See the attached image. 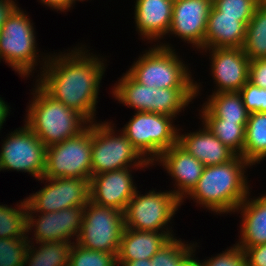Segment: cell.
I'll use <instances>...</instances> for the list:
<instances>
[{
    "label": "cell",
    "instance_id": "1",
    "mask_svg": "<svg viewBox=\"0 0 266 266\" xmlns=\"http://www.w3.org/2000/svg\"><path fill=\"white\" fill-rule=\"evenodd\" d=\"M87 48L90 49L86 43L80 46L78 43L72 49L51 52L44 69L34 80L53 99L92 123L98 121V95L108 59Z\"/></svg>",
    "mask_w": 266,
    "mask_h": 266
},
{
    "label": "cell",
    "instance_id": "2",
    "mask_svg": "<svg viewBox=\"0 0 266 266\" xmlns=\"http://www.w3.org/2000/svg\"><path fill=\"white\" fill-rule=\"evenodd\" d=\"M250 167L253 168L240 155L224 164L205 166L196 186L181 201V205L188 199L215 215L234 214L252 190L247 173Z\"/></svg>",
    "mask_w": 266,
    "mask_h": 266
},
{
    "label": "cell",
    "instance_id": "3",
    "mask_svg": "<svg viewBox=\"0 0 266 266\" xmlns=\"http://www.w3.org/2000/svg\"><path fill=\"white\" fill-rule=\"evenodd\" d=\"M29 91L33 96L23 121L46 147L76 137L88 127L81 114L53 99L34 80Z\"/></svg>",
    "mask_w": 266,
    "mask_h": 266
},
{
    "label": "cell",
    "instance_id": "4",
    "mask_svg": "<svg viewBox=\"0 0 266 266\" xmlns=\"http://www.w3.org/2000/svg\"><path fill=\"white\" fill-rule=\"evenodd\" d=\"M30 18L26 10L18 5L8 16L0 32V62L2 60L22 79L27 80L36 71L39 75L50 53H42L37 47L35 23ZM38 65L40 70H36Z\"/></svg>",
    "mask_w": 266,
    "mask_h": 266
},
{
    "label": "cell",
    "instance_id": "5",
    "mask_svg": "<svg viewBox=\"0 0 266 266\" xmlns=\"http://www.w3.org/2000/svg\"><path fill=\"white\" fill-rule=\"evenodd\" d=\"M176 50L151 45L138 55L127 72L149 88H196L197 98L202 92V83L194 80L190 64Z\"/></svg>",
    "mask_w": 266,
    "mask_h": 266
},
{
    "label": "cell",
    "instance_id": "6",
    "mask_svg": "<svg viewBox=\"0 0 266 266\" xmlns=\"http://www.w3.org/2000/svg\"><path fill=\"white\" fill-rule=\"evenodd\" d=\"M118 79L110 93L117 103L133 108L134 112H151L178 119L196 99V88H149L127 71Z\"/></svg>",
    "mask_w": 266,
    "mask_h": 266
},
{
    "label": "cell",
    "instance_id": "7",
    "mask_svg": "<svg viewBox=\"0 0 266 266\" xmlns=\"http://www.w3.org/2000/svg\"><path fill=\"white\" fill-rule=\"evenodd\" d=\"M113 120L92 122V176L126 168H153Z\"/></svg>",
    "mask_w": 266,
    "mask_h": 266
},
{
    "label": "cell",
    "instance_id": "8",
    "mask_svg": "<svg viewBox=\"0 0 266 266\" xmlns=\"http://www.w3.org/2000/svg\"><path fill=\"white\" fill-rule=\"evenodd\" d=\"M176 118L151 112H134L120 128L132 146L151 165L161 153L178 143Z\"/></svg>",
    "mask_w": 266,
    "mask_h": 266
},
{
    "label": "cell",
    "instance_id": "9",
    "mask_svg": "<svg viewBox=\"0 0 266 266\" xmlns=\"http://www.w3.org/2000/svg\"><path fill=\"white\" fill-rule=\"evenodd\" d=\"M151 189L144 194L137 190L128 202L123 212L125 227L175 234L172 221L181 207V201L169 189L158 192L154 188Z\"/></svg>",
    "mask_w": 266,
    "mask_h": 266
},
{
    "label": "cell",
    "instance_id": "10",
    "mask_svg": "<svg viewBox=\"0 0 266 266\" xmlns=\"http://www.w3.org/2000/svg\"><path fill=\"white\" fill-rule=\"evenodd\" d=\"M124 228L122 211L89 201L84 206L82 225L76 243L87 249L117 256Z\"/></svg>",
    "mask_w": 266,
    "mask_h": 266
},
{
    "label": "cell",
    "instance_id": "11",
    "mask_svg": "<svg viewBox=\"0 0 266 266\" xmlns=\"http://www.w3.org/2000/svg\"><path fill=\"white\" fill-rule=\"evenodd\" d=\"M45 178H92V123L78 136L47 147Z\"/></svg>",
    "mask_w": 266,
    "mask_h": 266
},
{
    "label": "cell",
    "instance_id": "12",
    "mask_svg": "<svg viewBox=\"0 0 266 266\" xmlns=\"http://www.w3.org/2000/svg\"><path fill=\"white\" fill-rule=\"evenodd\" d=\"M0 142V172L17 171L30 174L37 181L46 166L45 144L23 123L5 135Z\"/></svg>",
    "mask_w": 266,
    "mask_h": 266
},
{
    "label": "cell",
    "instance_id": "13",
    "mask_svg": "<svg viewBox=\"0 0 266 266\" xmlns=\"http://www.w3.org/2000/svg\"><path fill=\"white\" fill-rule=\"evenodd\" d=\"M37 181L45 184L35 193L27 195V212H57L69 207L85 206L90 201L89 179L42 177Z\"/></svg>",
    "mask_w": 266,
    "mask_h": 266
},
{
    "label": "cell",
    "instance_id": "14",
    "mask_svg": "<svg viewBox=\"0 0 266 266\" xmlns=\"http://www.w3.org/2000/svg\"><path fill=\"white\" fill-rule=\"evenodd\" d=\"M83 212L84 206L69 207L51 213L27 212L26 235L29 243L76 242ZM30 235L32 237H29Z\"/></svg>",
    "mask_w": 266,
    "mask_h": 266
},
{
    "label": "cell",
    "instance_id": "15",
    "mask_svg": "<svg viewBox=\"0 0 266 266\" xmlns=\"http://www.w3.org/2000/svg\"><path fill=\"white\" fill-rule=\"evenodd\" d=\"M210 59L211 93L240 91L248 82L250 59L242 48H208L199 51Z\"/></svg>",
    "mask_w": 266,
    "mask_h": 266
},
{
    "label": "cell",
    "instance_id": "16",
    "mask_svg": "<svg viewBox=\"0 0 266 266\" xmlns=\"http://www.w3.org/2000/svg\"><path fill=\"white\" fill-rule=\"evenodd\" d=\"M212 0H174L167 37H177L198 52L204 49Z\"/></svg>",
    "mask_w": 266,
    "mask_h": 266
},
{
    "label": "cell",
    "instance_id": "17",
    "mask_svg": "<svg viewBox=\"0 0 266 266\" xmlns=\"http://www.w3.org/2000/svg\"><path fill=\"white\" fill-rule=\"evenodd\" d=\"M145 169L147 168H126L92 176L90 201L124 212L128 202L138 190L133 172L137 170L145 172Z\"/></svg>",
    "mask_w": 266,
    "mask_h": 266
},
{
    "label": "cell",
    "instance_id": "18",
    "mask_svg": "<svg viewBox=\"0 0 266 266\" xmlns=\"http://www.w3.org/2000/svg\"><path fill=\"white\" fill-rule=\"evenodd\" d=\"M173 3L174 0L134 1L133 23L142 41H147L146 43L151 45L159 44L165 48H175L169 41L168 43L166 41L172 22Z\"/></svg>",
    "mask_w": 266,
    "mask_h": 266
},
{
    "label": "cell",
    "instance_id": "19",
    "mask_svg": "<svg viewBox=\"0 0 266 266\" xmlns=\"http://www.w3.org/2000/svg\"><path fill=\"white\" fill-rule=\"evenodd\" d=\"M162 166L170 176L172 190H170L180 201H182L196 186L205 166L194 156L189 154L178 143L161 153L160 157L152 166Z\"/></svg>",
    "mask_w": 266,
    "mask_h": 266
},
{
    "label": "cell",
    "instance_id": "20",
    "mask_svg": "<svg viewBox=\"0 0 266 266\" xmlns=\"http://www.w3.org/2000/svg\"><path fill=\"white\" fill-rule=\"evenodd\" d=\"M198 130L184 132L178 130V144L189 154L197 158L204 166L224 164L232 160L236 154L225 146L203 123Z\"/></svg>",
    "mask_w": 266,
    "mask_h": 266
},
{
    "label": "cell",
    "instance_id": "21",
    "mask_svg": "<svg viewBox=\"0 0 266 266\" xmlns=\"http://www.w3.org/2000/svg\"><path fill=\"white\" fill-rule=\"evenodd\" d=\"M252 191L235 210L240 214L239 247H254L266 243V192L252 197ZM251 195V196H250Z\"/></svg>",
    "mask_w": 266,
    "mask_h": 266
},
{
    "label": "cell",
    "instance_id": "22",
    "mask_svg": "<svg viewBox=\"0 0 266 266\" xmlns=\"http://www.w3.org/2000/svg\"><path fill=\"white\" fill-rule=\"evenodd\" d=\"M175 234L158 231H139L124 228L117 262H130L139 259H151L173 238Z\"/></svg>",
    "mask_w": 266,
    "mask_h": 266
},
{
    "label": "cell",
    "instance_id": "23",
    "mask_svg": "<svg viewBox=\"0 0 266 266\" xmlns=\"http://www.w3.org/2000/svg\"><path fill=\"white\" fill-rule=\"evenodd\" d=\"M246 35V25L239 17L221 16L211 7L204 38V49L242 48Z\"/></svg>",
    "mask_w": 266,
    "mask_h": 266
},
{
    "label": "cell",
    "instance_id": "24",
    "mask_svg": "<svg viewBox=\"0 0 266 266\" xmlns=\"http://www.w3.org/2000/svg\"><path fill=\"white\" fill-rule=\"evenodd\" d=\"M207 99V100H206ZM198 107L200 120H225V122H247L249 111L245 108L239 91L212 93Z\"/></svg>",
    "mask_w": 266,
    "mask_h": 266
},
{
    "label": "cell",
    "instance_id": "25",
    "mask_svg": "<svg viewBox=\"0 0 266 266\" xmlns=\"http://www.w3.org/2000/svg\"><path fill=\"white\" fill-rule=\"evenodd\" d=\"M73 244L66 241L29 243L23 266H69Z\"/></svg>",
    "mask_w": 266,
    "mask_h": 266
},
{
    "label": "cell",
    "instance_id": "26",
    "mask_svg": "<svg viewBox=\"0 0 266 266\" xmlns=\"http://www.w3.org/2000/svg\"><path fill=\"white\" fill-rule=\"evenodd\" d=\"M241 156L253 167L266 160V112L249 114Z\"/></svg>",
    "mask_w": 266,
    "mask_h": 266
},
{
    "label": "cell",
    "instance_id": "27",
    "mask_svg": "<svg viewBox=\"0 0 266 266\" xmlns=\"http://www.w3.org/2000/svg\"><path fill=\"white\" fill-rule=\"evenodd\" d=\"M242 50L250 61L266 59V6L261 3L246 25V35Z\"/></svg>",
    "mask_w": 266,
    "mask_h": 266
},
{
    "label": "cell",
    "instance_id": "28",
    "mask_svg": "<svg viewBox=\"0 0 266 266\" xmlns=\"http://www.w3.org/2000/svg\"><path fill=\"white\" fill-rule=\"evenodd\" d=\"M14 207L0 204V238L23 239L27 237V202L19 200Z\"/></svg>",
    "mask_w": 266,
    "mask_h": 266
},
{
    "label": "cell",
    "instance_id": "29",
    "mask_svg": "<svg viewBox=\"0 0 266 266\" xmlns=\"http://www.w3.org/2000/svg\"><path fill=\"white\" fill-rule=\"evenodd\" d=\"M225 146L236 155H242L247 122H225V120H200Z\"/></svg>",
    "mask_w": 266,
    "mask_h": 266
},
{
    "label": "cell",
    "instance_id": "30",
    "mask_svg": "<svg viewBox=\"0 0 266 266\" xmlns=\"http://www.w3.org/2000/svg\"><path fill=\"white\" fill-rule=\"evenodd\" d=\"M69 266H118L117 256L113 253L87 249L74 242Z\"/></svg>",
    "mask_w": 266,
    "mask_h": 266
},
{
    "label": "cell",
    "instance_id": "31",
    "mask_svg": "<svg viewBox=\"0 0 266 266\" xmlns=\"http://www.w3.org/2000/svg\"><path fill=\"white\" fill-rule=\"evenodd\" d=\"M175 237L150 259L153 266H176L193 248L194 241Z\"/></svg>",
    "mask_w": 266,
    "mask_h": 266
},
{
    "label": "cell",
    "instance_id": "32",
    "mask_svg": "<svg viewBox=\"0 0 266 266\" xmlns=\"http://www.w3.org/2000/svg\"><path fill=\"white\" fill-rule=\"evenodd\" d=\"M259 4L260 0H212V5L221 12V16L239 17L245 25Z\"/></svg>",
    "mask_w": 266,
    "mask_h": 266
},
{
    "label": "cell",
    "instance_id": "33",
    "mask_svg": "<svg viewBox=\"0 0 266 266\" xmlns=\"http://www.w3.org/2000/svg\"><path fill=\"white\" fill-rule=\"evenodd\" d=\"M28 245L27 237L0 238V266H23Z\"/></svg>",
    "mask_w": 266,
    "mask_h": 266
},
{
    "label": "cell",
    "instance_id": "34",
    "mask_svg": "<svg viewBox=\"0 0 266 266\" xmlns=\"http://www.w3.org/2000/svg\"><path fill=\"white\" fill-rule=\"evenodd\" d=\"M201 260L203 266H247L245 252L235 243L225 251Z\"/></svg>",
    "mask_w": 266,
    "mask_h": 266
},
{
    "label": "cell",
    "instance_id": "35",
    "mask_svg": "<svg viewBox=\"0 0 266 266\" xmlns=\"http://www.w3.org/2000/svg\"><path fill=\"white\" fill-rule=\"evenodd\" d=\"M239 92L249 113L266 112V88H260L248 81Z\"/></svg>",
    "mask_w": 266,
    "mask_h": 266
},
{
    "label": "cell",
    "instance_id": "36",
    "mask_svg": "<svg viewBox=\"0 0 266 266\" xmlns=\"http://www.w3.org/2000/svg\"><path fill=\"white\" fill-rule=\"evenodd\" d=\"M248 81L260 88H266V59L250 61Z\"/></svg>",
    "mask_w": 266,
    "mask_h": 266
},
{
    "label": "cell",
    "instance_id": "37",
    "mask_svg": "<svg viewBox=\"0 0 266 266\" xmlns=\"http://www.w3.org/2000/svg\"><path fill=\"white\" fill-rule=\"evenodd\" d=\"M240 248L245 252L247 266H266V243Z\"/></svg>",
    "mask_w": 266,
    "mask_h": 266
},
{
    "label": "cell",
    "instance_id": "38",
    "mask_svg": "<svg viewBox=\"0 0 266 266\" xmlns=\"http://www.w3.org/2000/svg\"><path fill=\"white\" fill-rule=\"evenodd\" d=\"M43 6H47L50 10L58 13H66L73 9L74 4L70 0H38Z\"/></svg>",
    "mask_w": 266,
    "mask_h": 266
},
{
    "label": "cell",
    "instance_id": "39",
    "mask_svg": "<svg viewBox=\"0 0 266 266\" xmlns=\"http://www.w3.org/2000/svg\"><path fill=\"white\" fill-rule=\"evenodd\" d=\"M16 0H0V32L8 16L18 6Z\"/></svg>",
    "mask_w": 266,
    "mask_h": 266
},
{
    "label": "cell",
    "instance_id": "40",
    "mask_svg": "<svg viewBox=\"0 0 266 266\" xmlns=\"http://www.w3.org/2000/svg\"><path fill=\"white\" fill-rule=\"evenodd\" d=\"M198 247L199 245L195 241L194 248L176 266H203L202 261L196 257Z\"/></svg>",
    "mask_w": 266,
    "mask_h": 266
},
{
    "label": "cell",
    "instance_id": "41",
    "mask_svg": "<svg viewBox=\"0 0 266 266\" xmlns=\"http://www.w3.org/2000/svg\"><path fill=\"white\" fill-rule=\"evenodd\" d=\"M11 107L9 104L4 101L3 97L0 95V133L2 132V128L4 126V123L7 121V117L10 116Z\"/></svg>",
    "mask_w": 266,
    "mask_h": 266
},
{
    "label": "cell",
    "instance_id": "42",
    "mask_svg": "<svg viewBox=\"0 0 266 266\" xmlns=\"http://www.w3.org/2000/svg\"><path fill=\"white\" fill-rule=\"evenodd\" d=\"M118 266H153L150 259H139L130 262H117Z\"/></svg>",
    "mask_w": 266,
    "mask_h": 266
},
{
    "label": "cell",
    "instance_id": "43",
    "mask_svg": "<svg viewBox=\"0 0 266 266\" xmlns=\"http://www.w3.org/2000/svg\"><path fill=\"white\" fill-rule=\"evenodd\" d=\"M74 5H76V2H84L85 0H70Z\"/></svg>",
    "mask_w": 266,
    "mask_h": 266
},
{
    "label": "cell",
    "instance_id": "44",
    "mask_svg": "<svg viewBox=\"0 0 266 266\" xmlns=\"http://www.w3.org/2000/svg\"><path fill=\"white\" fill-rule=\"evenodd\" d=\"M260 3L266 6V0H260Z\"/></svg>",
    "mask_w": 266,
    "mask_h": 266
}]
</instances>
